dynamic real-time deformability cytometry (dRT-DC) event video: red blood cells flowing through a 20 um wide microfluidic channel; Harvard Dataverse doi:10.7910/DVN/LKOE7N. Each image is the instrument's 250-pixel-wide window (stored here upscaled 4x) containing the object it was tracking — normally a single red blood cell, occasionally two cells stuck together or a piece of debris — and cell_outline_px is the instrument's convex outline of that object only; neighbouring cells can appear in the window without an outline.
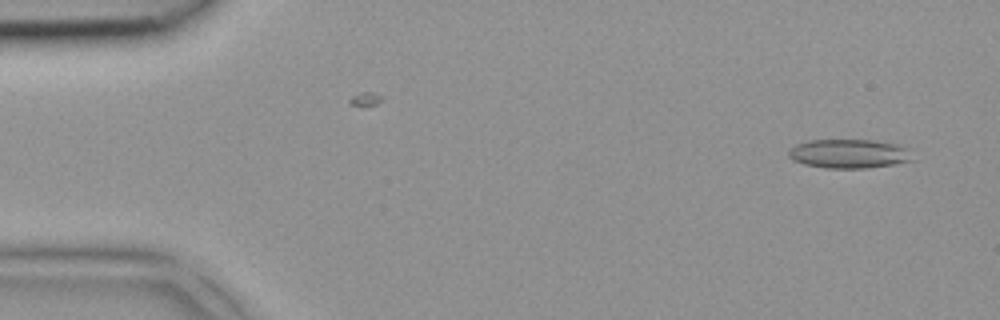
{"species": "common noctule bat (a hibernating species)", "species_latin": "Nyctalus noctula", "temperature_condition": "room temperature", "stored_images_in_passage": 2, "camera_frame_rate_fps": 3000, "um_per_image_px": 0.085, "animal": {"sex": "female", "body_mass_g": 18.4}, "frame": {"image": 1, "passage_image": 2, "time_ms": 0.333, "image_size_px": [1000, 320], "cell_outline_px": [[912, 160], [892, 164], [864, 168], [824, 168], [804, 164], [792, 160], [788, 156], [788, 152], [796, 144], [812, 140], [876, 140], [896, 144]], "centroid_in_image_um": [72.03, 13.07], "position_along_channel_um": 13.0, "area_um2": 20.35}}